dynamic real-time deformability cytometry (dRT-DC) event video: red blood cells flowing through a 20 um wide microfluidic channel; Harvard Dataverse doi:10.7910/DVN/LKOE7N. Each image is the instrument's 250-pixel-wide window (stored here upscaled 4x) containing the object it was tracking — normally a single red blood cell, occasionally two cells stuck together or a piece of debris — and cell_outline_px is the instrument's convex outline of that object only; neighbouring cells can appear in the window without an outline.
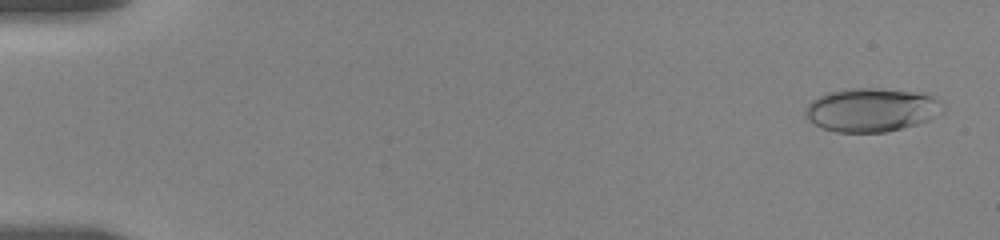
{"species": "human", "species_latin": "Homo sapiens", "temperature_condition": "room temperature", "stored_images_in_passage": 80, "camera_frame_rate_fps": 3000, "um_per_image_px": 0.085, "donor": {"sex": "female"}, "frame": {"image": 1, "passage_image": 3, "time_ms": 0.333, "image_size_px": [1000, 240], "cell_outline_px": [[944, 112], [928, 120], [916, 124], [888, 132], [836, 132], [824, 128], [808, 120], [804, 116], [804, 108], [812, 100], [828, 92], [844, 88], [880, 88], [928, 92], [940, 100], [944, 108]], "centroid_in_image_um": [74.12, 9.31], "position_along_channel_um": 10.9, "area_um2": 35.55}}
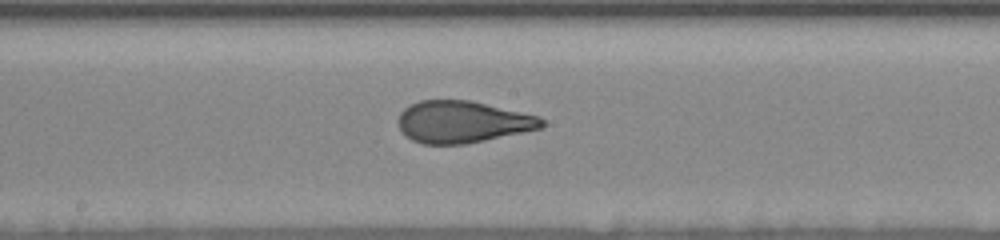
{"frame": {"image": 2, "passage_image": 36, "time_ms": 10.0, "image_size_px": [1000, 240], "cell_outline_px": [[544, 128], [464, 144], [424, 144], [412, 140], [404, 136], [396, 120], [400, 112], [404, 108], [420, 100], [472, 100], [540, 116], [544, 120]], "centroid_in_image_um": [39.31, 10.35], "position_along_channel_um": 208.9, "area_um2": 35.32}}
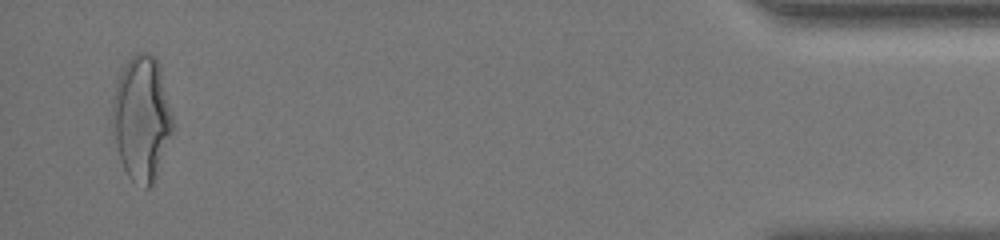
{"frame": {"image": 3, "passage_image": 75, "time_ms": 18.0, "image_size_px": [1000, 240], "cell_outline_px": [[172, 132], [156, 176], [152, 184], [148, 188], [144, 188], [132, 180], [128, 176], [124, 168], [116, 144], [112, 124], [112, 100], [116, 84], [128, 60], [136, 52], [148, 52], [156, 56], [160, 64], [172, 116]], "centroid_in_image_um": [12.04, 10.02], "position_along_channel_um": 423.2, "area_um2": 43.47}, "authors_computed_cell_mechanics": {"area_um2": 35.3447, "velocity_mm_per_s": 3.5577, "shape_relaxation_time_tau1_ms": 5.3861, "shape_relaxation_time_tau2_ms": 1.0117, "deformation_change_tau1": 0.2071, "deformation_change_tau2": 0.0793}}